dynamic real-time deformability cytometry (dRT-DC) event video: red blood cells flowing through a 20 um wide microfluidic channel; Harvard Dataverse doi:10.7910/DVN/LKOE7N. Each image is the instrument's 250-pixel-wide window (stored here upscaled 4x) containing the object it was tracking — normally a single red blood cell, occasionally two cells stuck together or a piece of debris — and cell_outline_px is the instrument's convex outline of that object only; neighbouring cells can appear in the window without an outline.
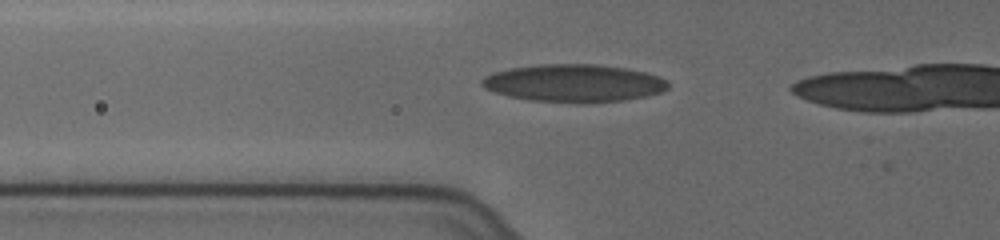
{"species": "human", "species_latin": "Homo sapiens", "temperature_condition": "cold", "stored_images_in_passage": 10, "camera_frame_rate_fps": 3000, "um_per_image_px": 0.085, "donor": {"sex": "female"}, "frame": {"image": 1, "passage_image": 9, "time_ms": 2.667, "image_size_px": [1000, 240], "cell_outline_px": [[668, 88], [660, 92], [644, 96], [624, 100], [588, 104], [576, 104], [528, 100], [508, 96], [484, 88], [480, 84], [480, 80], [484, 76], [496, 72], [512, 68], [540, 64], [596, 64], [624, 68], [644, 72], [660, 76], [668, 80]], "centroid_in_image_um": [48.78, 7.09], "position_along_channel_um": 77.0, "area_um2": 41.21}}